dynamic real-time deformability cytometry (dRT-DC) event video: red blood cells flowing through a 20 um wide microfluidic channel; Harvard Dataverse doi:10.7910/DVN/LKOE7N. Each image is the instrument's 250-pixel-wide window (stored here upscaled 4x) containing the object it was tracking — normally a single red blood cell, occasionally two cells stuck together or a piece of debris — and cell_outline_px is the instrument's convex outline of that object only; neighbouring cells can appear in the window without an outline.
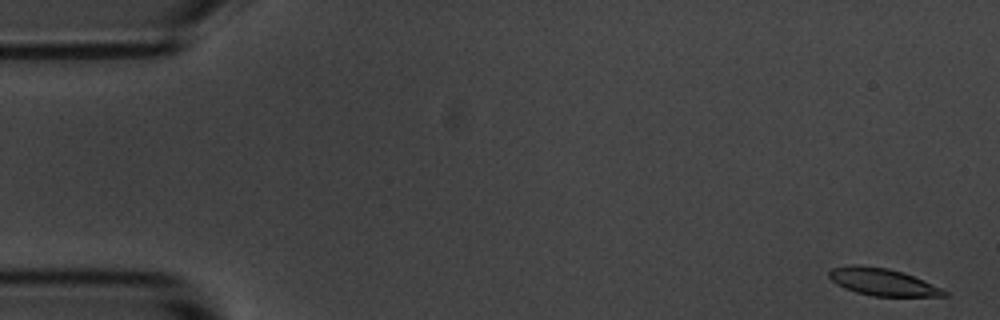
{"species": "common noctule bat (a hibernating species)", "species_latin": "Nyctalus noctula", "temperature_condition": "room temperature", "stored_images_in_passage": 54, "camera_frame_rate_fps": 3000, "um_per_image_px": 0.085, "animal": {"sex": "male", "body_mass_g": 20.1, "forearm_length_mm": 53.5}, "frame": {"image": 1, "passage_image": 1, "time_ms": 0.0, "image_size_px": [1000, 320], "cell_outline_px": [[948, 296], [872, 296], [856, 292], [844, 288], [836, 284], [828, 276], [828, 272], [832, 268], [852, 264], [856, 264], [888, 268], [904, 272], [944, 288], [948, 292]], "centroid_in_image_um": [75.04, 23.96], "position_along_channel_um": 10.0, "area_um2": 18.5}}
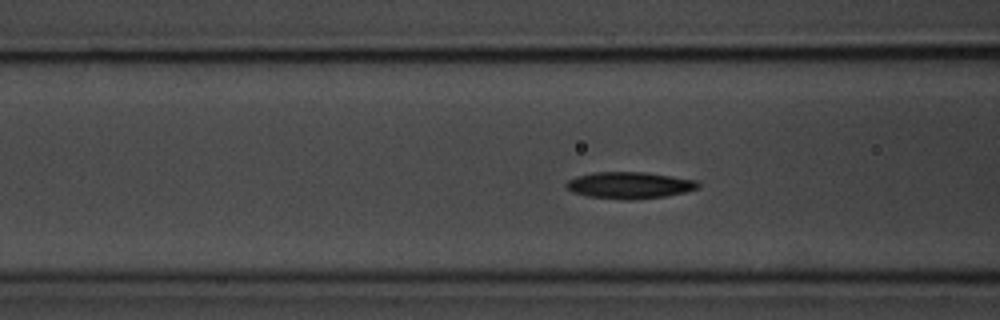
{"frame": {"image": 2, "passage_image": 20, "time_ms": 6.333, "image_size_px": [1000, 320], "cell_outline_px": [[700, 188], [684, 192], [664, 196], [632, 200], [628, 200], [588, 196], [572, 192], [564, 184], [568, 180], [576, 176], [592, 172], [644, 172], [696, 180], [700, 184]], "centroid_in_image_um": [53.49, 15.74], "position_along_channel_um": 113.1, "area_um2": 20.4}}
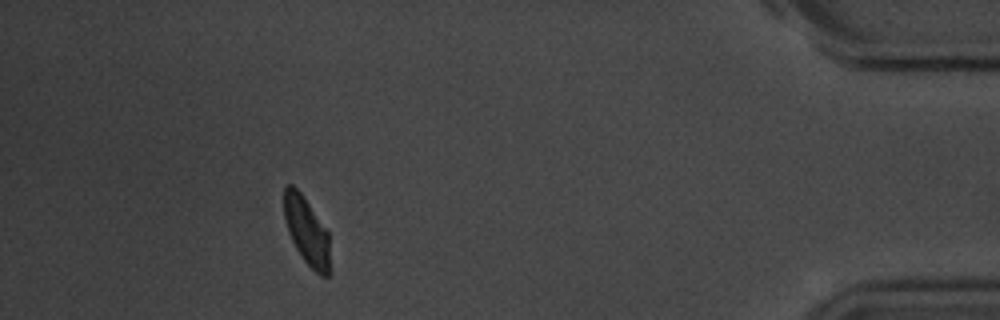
{"frame": {"image": 3, "passage_image": 49, "time_ms": 16.0, "image_size_px": [1000, 320], "cell_outline_px": [[332, 272], [328, 276], [320, 276], [304, 260], [296, 248], [288, 232], [284, 220], [284, 188], [288, 184], [292, 184], [300, 192], [328, 232], [332, 268]], "centroid_in_image_um": [26.1, 19.7], "position_along_channel_um": 409.1, "area_um2": 18.26}, "authors_computed_cell_mechanics": {"area_um2": 19.4786, "velocity_mm_per_s": 3.6461, "shape_relaxation_time_tau1_ms": 2.1069, "shape_relaxation_time_tau2_ms": 2.6368, "deformation_change_tau1": 0.1048, "deformation_change_tau2": 0.0762}}